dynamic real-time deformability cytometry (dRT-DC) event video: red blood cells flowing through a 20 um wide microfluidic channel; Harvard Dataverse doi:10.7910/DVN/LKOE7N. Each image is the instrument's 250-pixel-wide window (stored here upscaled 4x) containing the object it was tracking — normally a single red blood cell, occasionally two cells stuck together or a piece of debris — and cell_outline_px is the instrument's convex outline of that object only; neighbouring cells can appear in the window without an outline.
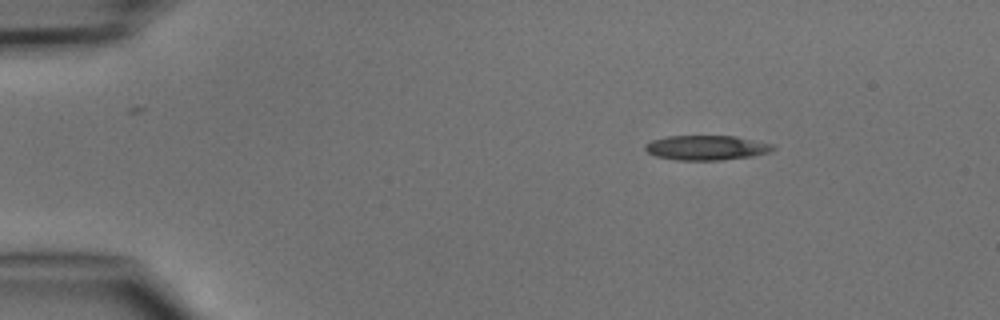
{"species": "common noctule bat (a hibernating species)", "species_latin": "Nyctalus noctula", "temperature_condition": "cold", "stored_images_in_passage": 4, "camera_frame_rate_fps": 3000, "um_per_image_px": 0.085, "animal": {"sex": "male", "body_mass_g": 15.6}, "frame": {"image": 1, "passage_image": 2, "time_ms": 1.333, "image_size_px": [1000, 320], "cell_outline_px": [[776, 148], [768, 152], [752, 156], [720, 160], [676, 160], [656, 156], [648, 152], [644, 148], [644, 144], [652, 140], [664, 136], [736, 136], [776, 144]], "centroid_in_image_um": [60.06, 12.55], "position_along_channel_um": 24.9, "area_um2": 18.55}}
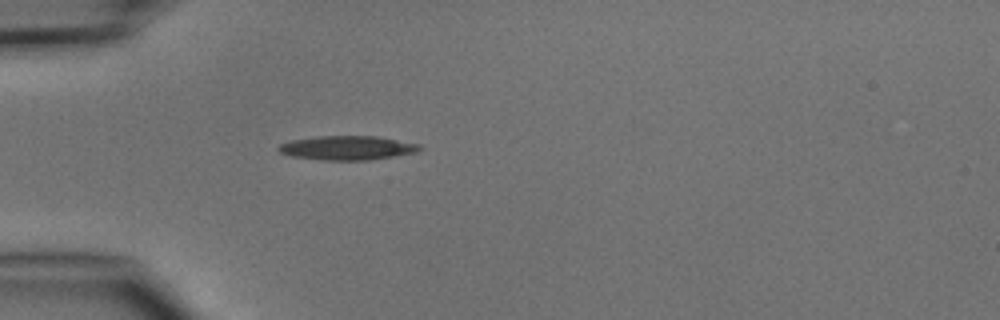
{"frame": {"image": 2, "passage_image": 4, "time_ms": 3.667, "image_size_px": [1000, 320], "cell_outline_px": [[424, 148], [416, 152], [372, 160], [324, 160], [292, 156], [280, 152], [276, 148], [280, 144], [292, 140], [316, 136], [376, 136], [420, 144]], "centroid_in_image_um": [29.54, 12.57], "position_along_channel_um": 55.5, "area_um2": 19.83}}